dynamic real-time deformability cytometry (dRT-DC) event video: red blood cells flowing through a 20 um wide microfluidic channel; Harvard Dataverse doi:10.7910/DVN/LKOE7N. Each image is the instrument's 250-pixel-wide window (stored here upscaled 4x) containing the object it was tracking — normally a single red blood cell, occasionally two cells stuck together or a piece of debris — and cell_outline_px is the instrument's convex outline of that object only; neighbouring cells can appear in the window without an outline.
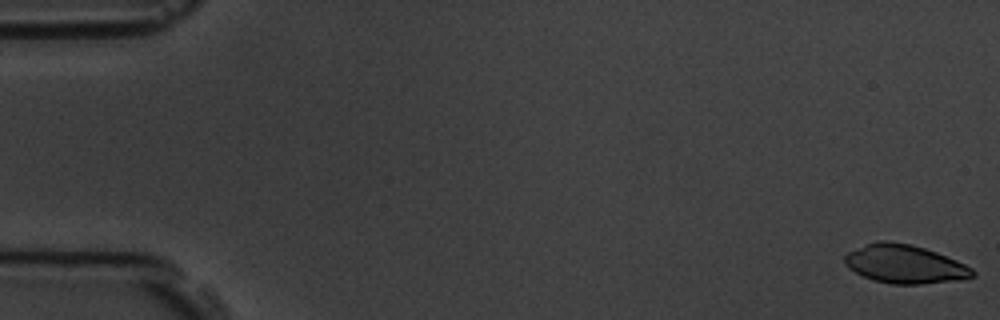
{"species": "common noctule bat (a hibernating species)", "species_latin": "Nyctalus noctula", "temperature_condition": "room temperature", "stored_images_in_passage": 6, "camera_frame_rate_fps": 3000, "um_per_image_px": 0.085, "animal": {"sex": "male", "body_mass_g": 19.5, "forearm_length_mm": 54.6}, "frame": {"image": 1, "passage_image": 1, "time_ms": 0.0, "image_size_px": [1000, 320], "cell_outline_px": [[976, 276], [960, 280], [920, 284], [892, 284], [872, 280], [848, 268], [844, 264], [844, 256], [848, 252], [868, 244], [880, 240], [888, 240], [912, 244], [936, 252], [956, 260], [972, 268], [976, 272]], "centroid_in_image_um": [76.92, 22.45], "position_along_channel_um": 8.1, "area_um2": 28.73}}